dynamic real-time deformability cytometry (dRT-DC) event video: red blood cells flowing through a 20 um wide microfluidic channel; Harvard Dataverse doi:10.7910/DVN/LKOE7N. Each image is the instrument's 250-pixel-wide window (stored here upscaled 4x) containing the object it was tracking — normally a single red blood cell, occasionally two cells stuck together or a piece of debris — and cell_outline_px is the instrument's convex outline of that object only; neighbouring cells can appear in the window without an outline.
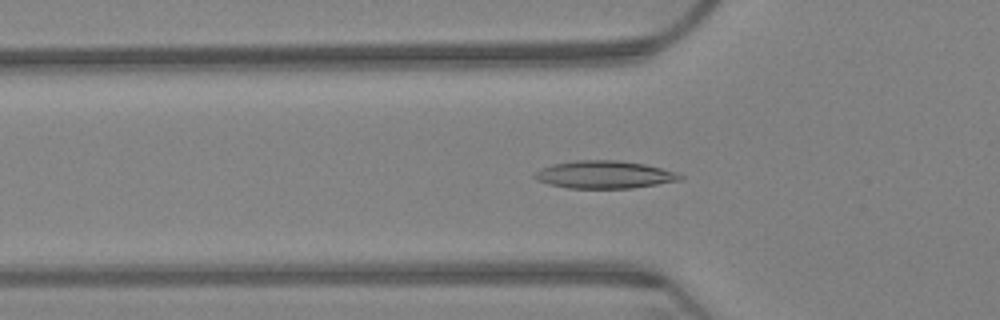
{"species": "Egyptian fruit bat (a non-hibernating species)", "species_latin": "Rousettus aegyptiacus", "temperature_condition": "warm", "stored_images_in_passage": 66, "camera_frame_rate_fps": 3000, "um_per_image_px": 0.085, "animal": {"sex": "female"}, "frame": {"image": 1, "passage_image": 22, "time_ms": 7.0, "image_size_px": [1000, 320], "cell_outline_px": [[684, 180], [632, 188], [568, 188], [548, 184], [536, 180], [532, 176], [540, 168], [552, 164], [576, 160], [620, 160], [644, 164], [676, 172], [684, 176]], "centroid_in_image_um": [51.37, 14.84], "position_along_channel_um": 74.4, "area_um2": 23.58}}
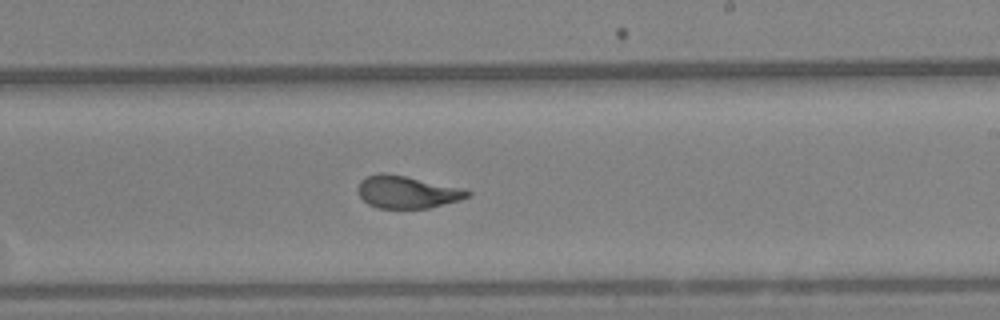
{"frame": {"image": 2, "passage_image": 39, "time_ms": 12.667, "image_size_px": [1000, 320], "cell_outline_px": [[472, 196], [460, 200], [428, 208], [376, 208], [368, 204], [360, 196], [356, 188], [360, 180], [368, 176], [380, 172], [384, 172], [404, 176], [460, 188], [472, 192]], "centroid_in_image_um": [34.56, 16.33], "position_along_channel_um": 254.4, "area_um2": 20.58}}
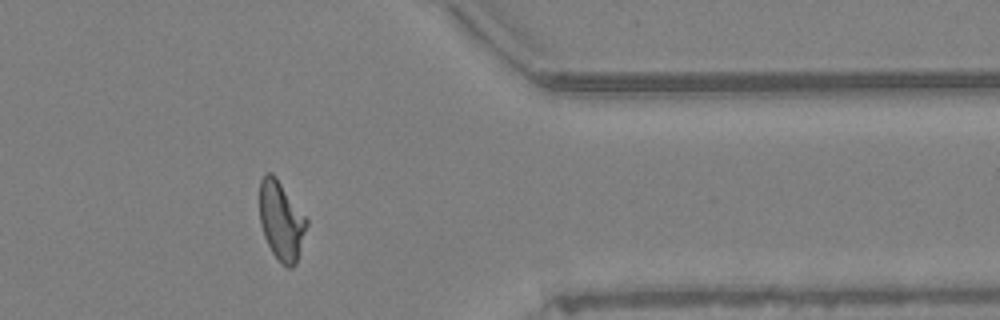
{"frame": {"image": 3, "passage_image": 53, "time_ms": 17.333, "image_size_px": [1000, 320], "cell_outline_px": [[308, 224], [296, 264], [292, 268], [288, 268], [280, 264], [272, 252], [264, 236], [260, 224], [260, 180], [264, 172], [272, 172], [276, 176], [308, 220]], "centroid_in_image_um": [23.9, 18.77], "position_along_channel_um": 387.5, "area_um2": 21.79}, "authors_computed_cell_mechanics": {"area_um2": 21.8773, "velocity_mm_per_s": 3.1822, "shape_relaxation_time_tau1_ms": 6.6473, "shape_relaxation_time_tau2_ms": 1.3427, "deformation_change_tau1": 0.2018, "deformation_change_tau2": 0.0675}}